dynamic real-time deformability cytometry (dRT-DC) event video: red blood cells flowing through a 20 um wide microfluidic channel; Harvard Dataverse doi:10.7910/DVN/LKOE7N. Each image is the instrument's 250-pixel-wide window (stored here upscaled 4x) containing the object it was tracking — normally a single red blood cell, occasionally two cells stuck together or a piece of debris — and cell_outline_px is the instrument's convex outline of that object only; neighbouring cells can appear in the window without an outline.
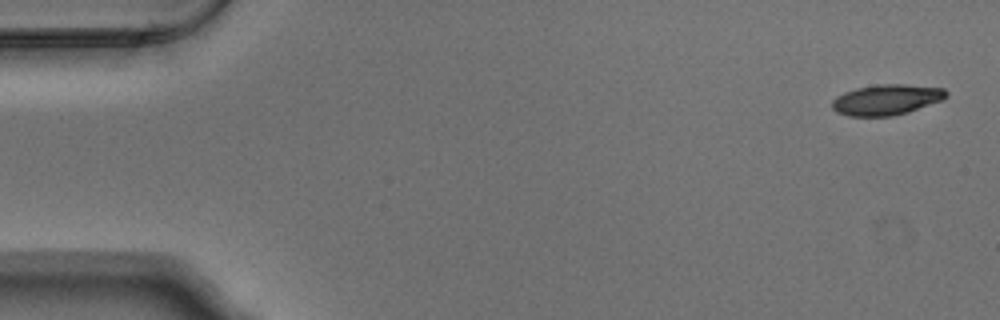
{"species": "Egyptian fruit bat (a non-hibernating species)", "species_latin": "Rousettus aegyptiacus", "temperature_condition": "warm", "stored_images_in_passage": 8, "camera_frame_rate_fps": 3000, "um_per_image_px": 0.085, "animal": {"sex": "male"}, "frame": {"image": 1, "passage_image": 1, "time_ms": 0.0, "image_size_px": [1000, 320], "cell_outline_px": [[948, 96], [944, 100], [908, 112], [892, 116], [848, 116], [836, 112], [832, 108], [832, 100], [836, 96], [844, 92], [856, 88], [880, 84], [908, 84], [944, 88], [948, 92]], "centroid_in_image_um": [75.38, 8.47], "position_along_channel_um": 9.6, "area_um2": 20.58}}
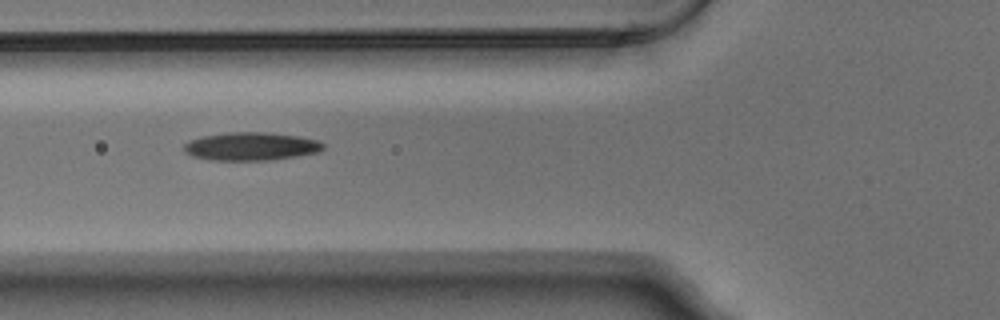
{"frame": {"image": 2, "passage_image": 6, "time_ms": 1.667, "image_size_px": [1000, 320], "cell_outline_px": [[324, 148], [320, 152], [296, 156], [268, 160], [212, 160], [192, 156], [184, 152], [184, 144], [200, 136], [228, 132], [264, 132], [300, 136], [316, 140], [324, 144]], "centroid_in_image_um": [21.33, 12.44], "position_along_channel_um": 104.5, "area_um2": 22.83}}
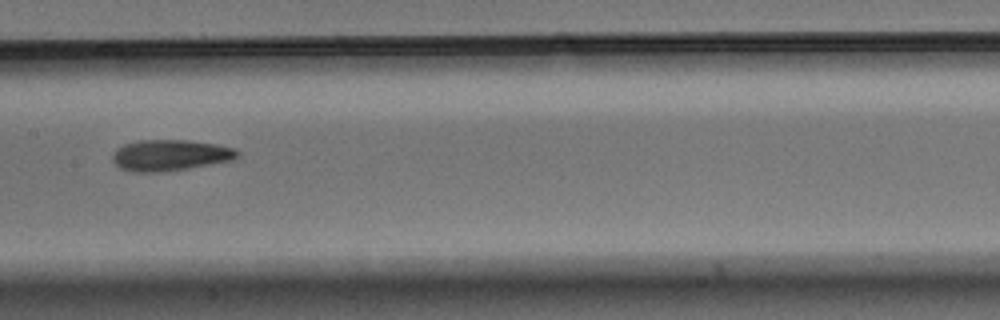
{"frame": {"image": 3, "passage_image": 8, "time_ms": 2.333, "image_size_px": [1000, 320], "cell_outline_px": [[240, 156], [232, 160], [160, 172], [132, 172], [120, 168], [112, 160], [112, 156], [116, 148], [124, 144], [140, 140], [188, 140], [216, 144], [236, 148], [240, 152]], "centroid_in_image_um": [14.45, 13.18], "position_along_channel_um": 192.9, "area_um2": 22.54}}